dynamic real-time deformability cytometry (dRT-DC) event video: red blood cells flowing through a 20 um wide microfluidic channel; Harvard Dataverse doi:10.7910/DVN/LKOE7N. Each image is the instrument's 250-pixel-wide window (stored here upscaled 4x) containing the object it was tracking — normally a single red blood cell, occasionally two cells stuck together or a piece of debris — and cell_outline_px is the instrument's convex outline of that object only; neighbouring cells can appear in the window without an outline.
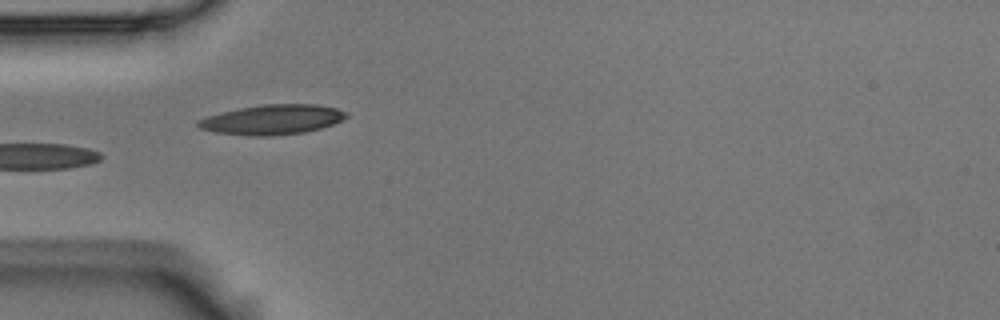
{"species": "Egyptian fruit bat (a non-hibernating species)", "species_latin": "Rousettus aegyptiacus", "temperature_condition": "room temperature", "stored_images_in_passage": 5, "camera_frame_rate_fps": 3000, "um_per_image_px": 0.085, "animal": {"sex": "male"}, "frame": {"image": 1, "passage_image": 5, "time_ms": 1.333, "image_size_px": [1000, 320], "cell_outline_px": [[348, 116], [332, 124], [320, 128], [304, 132], [272, 136], [252, 136], [216, 132], [200, 128], [196, 124], [196, 120], [208, 116], [240, 108], [264, 104], [316, 104], [336, 108], [348, 112]], "centroid_in_image_um": [23.16, 10.16], "position_along_channel_um": 61.8, "area_um2": 25.55}}